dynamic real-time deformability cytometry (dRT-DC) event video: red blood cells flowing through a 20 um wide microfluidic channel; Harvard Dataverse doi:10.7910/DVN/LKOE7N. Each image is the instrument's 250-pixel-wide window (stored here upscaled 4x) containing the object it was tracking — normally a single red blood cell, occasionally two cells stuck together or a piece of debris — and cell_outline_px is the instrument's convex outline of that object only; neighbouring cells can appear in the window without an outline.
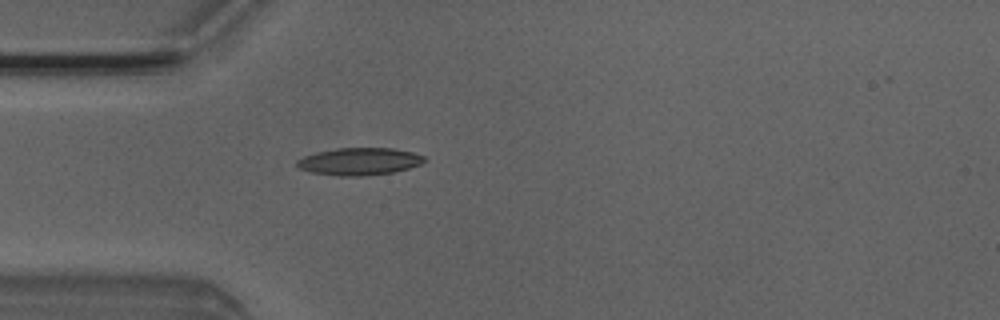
{"species": "Egyptian fruit bat (a non-hibernating species)", "species_latin": "Rousettus aegyptiacus", "temperature_condition": "room temperature", "stored_images_in_passage": 1, "camera_frame_rate_fps": 3000, "um_per_image_px": 0.085, "animal": {"sex": "male"}, "frame": {"image": 1, "passage_image": 1, "time_ms": 0.0, "image_size_px": [1000, 320], "cell_outline_px": [[428, 160], [420, 164], [408, 168], [392, 172], [360, 176], [340, 176], [312, 172], [300, 168], [296, 164], [296, 160], [304, 156], [316, 152], [336, 148], [392, 148], [412, 152], [424, 156]], "centroid_in_image_um": [30.55, 13.71], "position_along_channel_um": 54.5, "area_um2": 20.17}}